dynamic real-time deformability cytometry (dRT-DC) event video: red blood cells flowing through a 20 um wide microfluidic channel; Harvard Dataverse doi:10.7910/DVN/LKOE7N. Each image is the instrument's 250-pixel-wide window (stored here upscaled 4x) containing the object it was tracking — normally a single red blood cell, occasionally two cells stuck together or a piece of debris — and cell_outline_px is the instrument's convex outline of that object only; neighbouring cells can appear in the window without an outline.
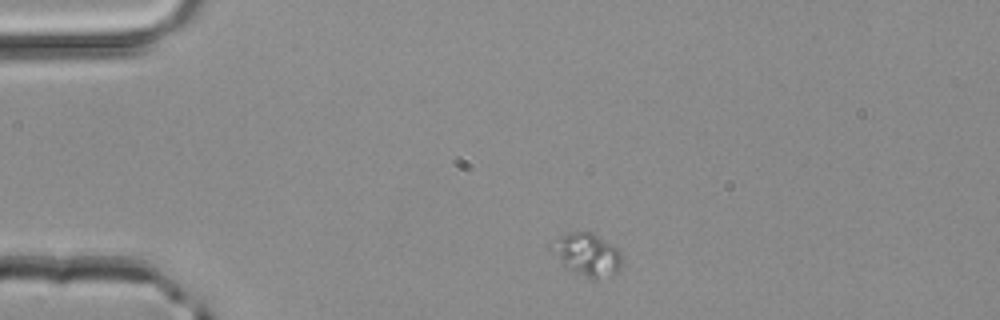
{"species": "common noctule bat (a hibernating species)", "species_latin": "Nyctalus noctula", "temperature_condition": "room temperature", "stored_images_in_passage": 3, "camera_frame_rate_fps": 3000, "um_per_image_px": 0.085, "animal": {"sex": "male", "body_mass_g": 20.4}, "frame": {"image": 1, "passage_image": 1, "time_ms": 0.0, "image_size_px": [1000, 320], "cell_outline_px": [[620, 268], [612, 276], [596, 280], [564, 264], [548, 248], [560, 236], [568, 232], [592, 232], [612, 244], [620, 252]], "centroid_in_image_um": [49.93, 21.61], "position_along_channel_um": 35.1, "area_um2": 16.88}}
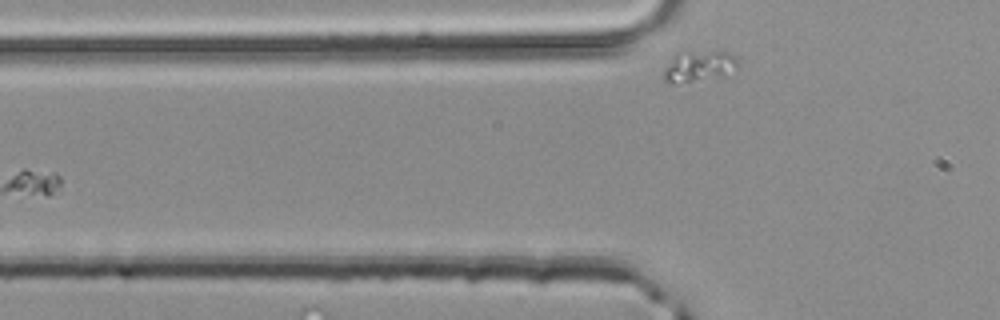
{"frame": {"image": 2, "passage_image": 3, "time_ms": 0.667, "image_size_px": [1000, 320], "cell_outline_px": [[736, 68], [724, 76], [676, 84], [668, 84], [664, 80], [664, 68], [672, 56], [676, 52], [688, 48], [728, 52], [736, 60]], "centroid_in_image_um": [59.32, 5.58], "position_along_channel_um": 66.5, "area_um2": 14.05}}